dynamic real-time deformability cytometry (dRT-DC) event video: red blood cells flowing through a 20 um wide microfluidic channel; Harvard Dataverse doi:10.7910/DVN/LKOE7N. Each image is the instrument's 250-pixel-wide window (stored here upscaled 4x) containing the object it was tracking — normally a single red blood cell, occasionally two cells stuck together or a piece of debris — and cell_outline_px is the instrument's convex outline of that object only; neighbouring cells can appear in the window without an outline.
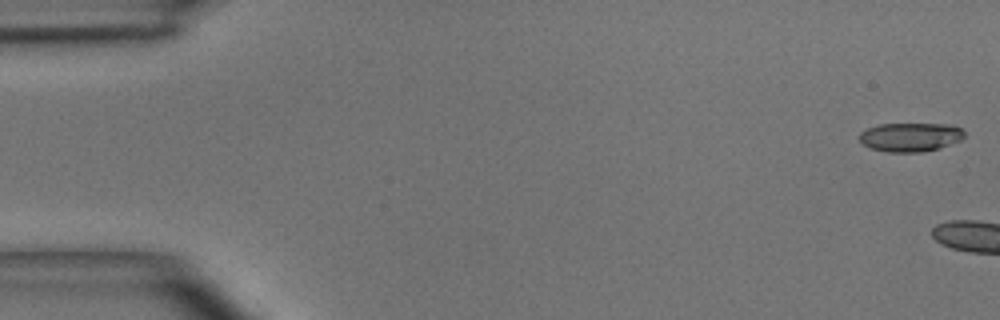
{"species": "common noctule bat (a hibernating species)", "species_latin": "Nyctalus noctula", "temperature_condition": "room temperature", "stored_images_in_passage": 11, "camera_frame_rate_fps": 3000, "um_per_image_px": 0.085, "animal": {"sex": "male", "body_mass_g": 15.6}, "frame": {"image": 1, "passage_image": 1, "time_ms": 0.0, "image_size_px": [1000, 320], "cell_outline_px": [[964, 136], [960, 140], [940, 148], [924, 152], [888, 152], [872, 148], [860, 144], [860, 132], [868, 128], [880, 124], [952, 124], [960, 128], [964, 132]], "centroid_in_image_um": [77.38, 11.65], "position_along_channel_um": 7.6, "area_um2": 17.69}}